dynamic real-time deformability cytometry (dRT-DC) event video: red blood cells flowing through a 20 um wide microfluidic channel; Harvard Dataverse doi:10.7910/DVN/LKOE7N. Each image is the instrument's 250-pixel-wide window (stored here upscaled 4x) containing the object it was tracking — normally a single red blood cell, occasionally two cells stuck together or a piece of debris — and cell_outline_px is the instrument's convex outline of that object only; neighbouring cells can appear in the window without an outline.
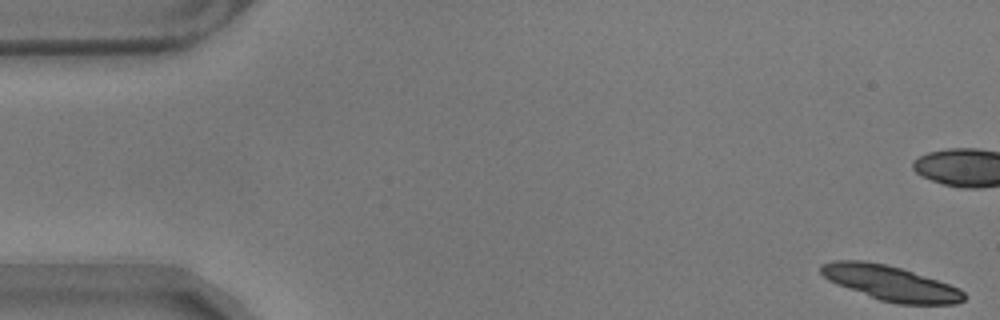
{"species": "common noctule bat (a hibernating species)", "species_latin": "Nyctalus noctula", "temperature_condition": "warm", "stored_images_in_passage": 39, "camera_frame_rate_fps": 3000, "um_per_image_px": 0.085, "animal": {"sex": "male", "body_mass_g": 17.9}, "frame": {"image": 1, "passage_image": 1, "time_ms": 0.0, "image_size_px": [1000, 320], "cell_outline_px": [[968, 296], [964, 300], [956, 304], [896, 304], [880, 300], [836, 284], [828, 280], [820, 272], [820, 268], [824, 264], [832, 260], [864, 260], [884, 264], [900, 268], [960, 288]], "centroid_in_image_um": [75.7, 24.07], "position_along_channel_um": 9.3, "area_um2": 28.9}}